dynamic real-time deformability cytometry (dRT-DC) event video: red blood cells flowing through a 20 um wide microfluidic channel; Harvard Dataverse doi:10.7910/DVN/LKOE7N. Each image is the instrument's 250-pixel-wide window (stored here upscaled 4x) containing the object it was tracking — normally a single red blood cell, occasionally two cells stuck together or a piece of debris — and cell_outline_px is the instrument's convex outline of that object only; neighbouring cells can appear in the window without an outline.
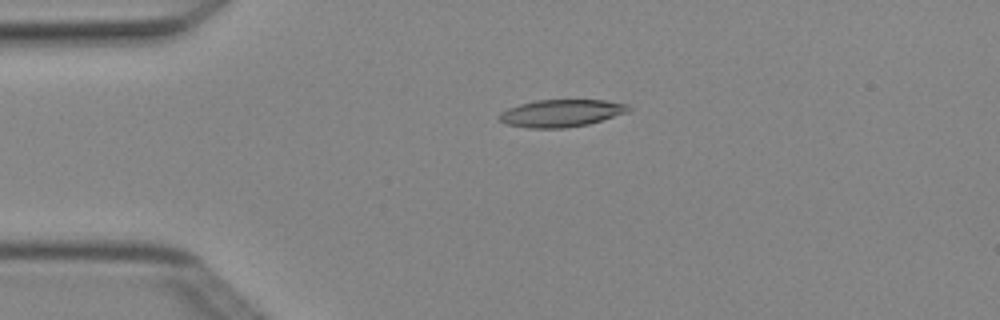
{"species": "Egyptian fruit bat (a non-hibernating species)", "species_latin": "Rousettus aegyptiacus", "temperature_condition": "cold", "stored_images_in_passage": 1, "camera_frame_rate_fps": 3000, "um_per_image_px": 0.085, "animal": {"sex": "female"}, "frame": {"image": 1, "passage_image": 1, "time_ms": 0.0, "image_size_px": [1000, 320], "cell_outline_px": [[632, 108], [628, 112], [588, 124], [564, 128], [528, 128], [508, 124], [500, 120], [496, 116], [500, 112], [508, 108], [520, 104], [536, 100], [604, 100], [628, 104]], "centroid_in_image_um": [47.7, 9.61], "position_along_channel_um": 37.3, "area_um2": 20.58}}